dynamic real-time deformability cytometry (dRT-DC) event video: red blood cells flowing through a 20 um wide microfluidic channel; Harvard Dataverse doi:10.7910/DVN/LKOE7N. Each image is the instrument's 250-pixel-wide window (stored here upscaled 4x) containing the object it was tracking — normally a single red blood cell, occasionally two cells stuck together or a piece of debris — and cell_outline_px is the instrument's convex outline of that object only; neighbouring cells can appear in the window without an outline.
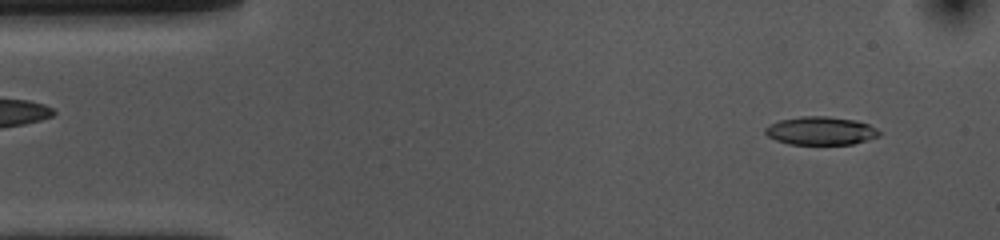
{"species": "common noctule bat (a hibernating species)", "species_latin": "Nyctalus noctula", "temperature_condition": "cold", "stored_images_in_passage": 52, "camera_frame_rate_fps": 3000, "um_per_image_px": 0.085, "animal": {"sex": "female", "body_mass_g": 10.0, "forearm_length_mm": 53.1}, "frame": {"image": 1, "passage_image": 3, "time_ms": 0.667, "image_size_px": [1000, 240], "cell_outline_px": [[880, 136], [852, 144], [788, 144], [776, 140], [768, 136], [764, 132], [764, 128], [768, 124], [780, 120], [800, 116], [828, 116], [856, 120], [868, 124], [876, 128], [880, 132]], "centroid_in_image_um": [69.74, 11.11], "position_along_channel_um": 15.3, "area_um2": 18.84}}
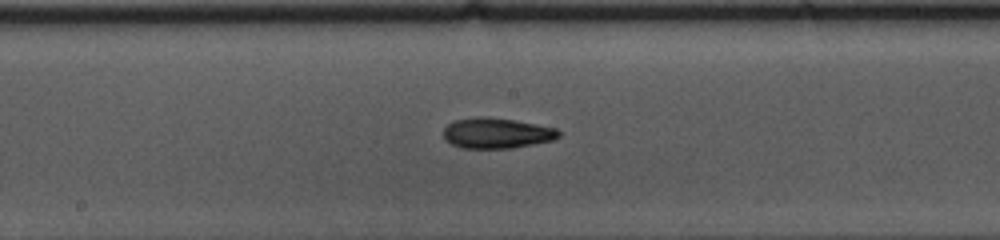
{"frame": {"image": 2, "passage_image": 25, "time_ms": 8.0, "image_size_px": [1000, 240], "cell_outline_px": [[560, 136], [552, 140], [512, 148], [464, 148], [452, 144], [444, 140], [444, 128], [452, 120], [480, 116], [488, 116], [536, 124], [556, 128], [560, 132]], "centroid_in_image_um": [42.18, 11.31], "position_along_channel_um": 206.0, "area_um2": 20.46}}
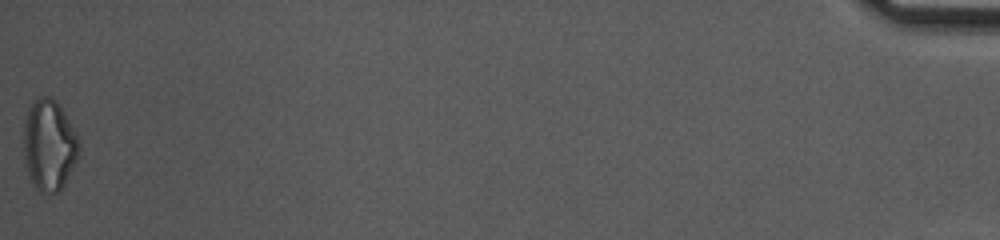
{"frame": {"image": 3, "passage_image": 52, "time_ms": 17.0, "image_size_px": [1000, 240], "cell_outline_px": [[80, 156], [60, 192], [44, 196], [32, 184], [24, 164], [24, 120], [28, 108], [32, 100], [40, 96], [48, 96], [56, 100], [64, 112], [76, 132], [80, 148]], "centroid_in_image_um": [4.18, 12.37], "position_along_channel_um": 431.0, "area_um2": 30.17}, "authors_computed_cell_mechanics": {"area_um2": 19.8832, "velocity_mm_per_s": 3.6834, "shape_relaxation_time_tau1_ms": 3.4098, "shape_relaxation_time_tau2_ms": 6.6981, "deformation_change_tau1": 0.1387, "deformation_change_tau2": 0.162}}